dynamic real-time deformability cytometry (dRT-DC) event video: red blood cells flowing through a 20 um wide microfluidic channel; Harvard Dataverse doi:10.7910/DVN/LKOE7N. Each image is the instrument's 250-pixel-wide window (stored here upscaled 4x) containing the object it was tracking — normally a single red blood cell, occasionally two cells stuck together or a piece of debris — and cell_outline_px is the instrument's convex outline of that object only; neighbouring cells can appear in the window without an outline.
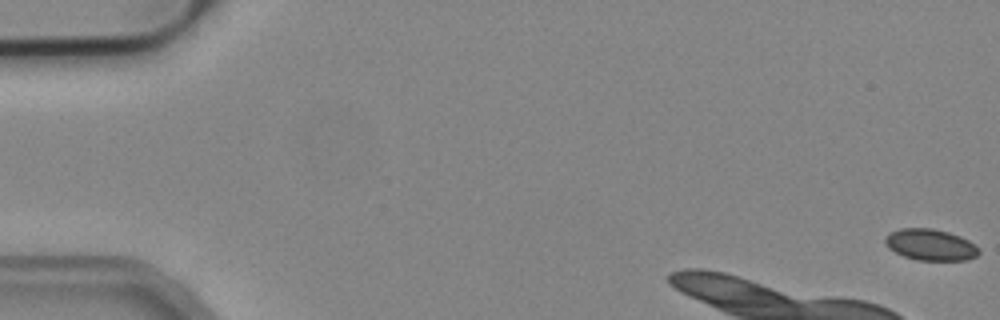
{"species": "common noctule bat (a hibernating species)", "species_latin": "Nyctalus noctula", "temperature_condition": "cold", "stored_images_in_passage": 35, "camera_frame_rate_fps": 3000, "um_per_image_px": 0.085, "animal": {"sex": "male", "body_mass_g": 19.2, "forearm_length_mm": 51.8}, "frame": {"image": 1, "passage_image": 1, "time_ms": 0.0, "image_size_px": [1000, 320], "cell_outline_px": [[980, 252], [976, 256], [968, 260], [916, 260], [904, 256], [888, 248], [884, 240], [892, 232], [900, 228], [932, 228], [948, 232], [960, 236], [976, 244], [980, 248]], "centroid_in_image_um": [79.13, 20.81], "position_along_channel_um": 5.9, "area_um2": 17.11}}